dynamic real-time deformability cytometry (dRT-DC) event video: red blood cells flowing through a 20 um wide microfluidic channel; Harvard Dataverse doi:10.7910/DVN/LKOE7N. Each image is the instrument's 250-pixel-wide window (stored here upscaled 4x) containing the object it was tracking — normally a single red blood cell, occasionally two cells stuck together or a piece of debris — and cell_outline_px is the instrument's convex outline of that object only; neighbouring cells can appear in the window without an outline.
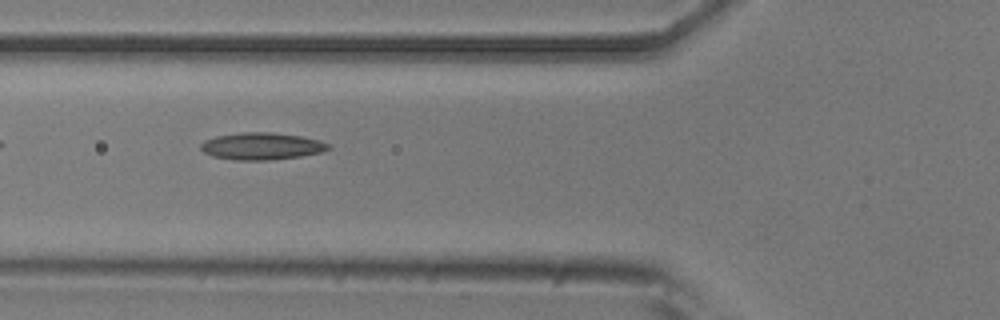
{"species": "common noctule bat (a hibernating species)", "species_latin": "Nyctalus noctula", "temperature_condition": "room temperature", "stored_images_in_passage": 37, "camera_frame_rate_fps": 3000, "um_per_image_px": 0.085, "animal": {"sex": "male", "body_mass_g": 20.5, "forearm_length_mm": 52.5}, "frame": {"image": 1, "passage_image": 3, "time_ms": 0.667, "image_size_px": [1000, 320], "cell_outline_px": [[332, 148], [320, 152], [300, 156], [268, 160], [236, 160], [212, 156], [204, 152], [200, 148], [200, 144], [204, 140], [216, 136], [240, 132], [272, 132], [300, 136], [320, 140], [328, 144]], "centroid_in_image_um": [22.21, 12.42], "position_along_channel_um": 103.6, "area_um2": 20.11}}
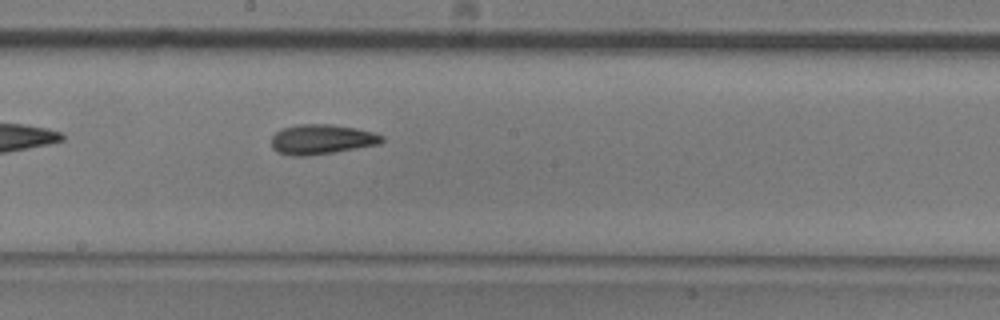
{"frame": {"image": 2, "passage_image": 12, "time_ms": 3.667, "image_size_px": [1000, 320], "cell_outline_px": [[384, 140], [380, 144], [336, 152], [308, 156], [292, 156], [276, 152], [272, 148], [272, 136], [280, 128], [296, 124], [332, 124], [356, 128], [372, 132], [384, 136]], "centroid_in_image_um": [27.32, 11.85], "position_along_channel_um": 220.9, "area_um2": 19.54}}
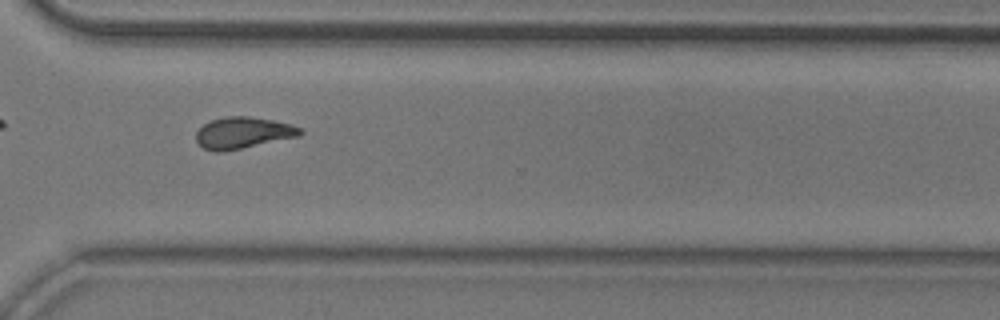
{"frame": {"image": 3, "passage_image": 22, "time_ms": 7.0, "image_size_px": [1000, 320], "cell_outline_px": [[304, 132], [300, 136], [224, 152], [216, 152], [204, 148], [196, 140], [196, 132], [204, 124], [212, 120], [228, 116], [248, 116], [272, 120], [292, 124], [300, 128]], "centroid_in_image_um": [20.68, 11.29], "position_along_channel_um": 349.9, "area_um2": 19.07}}